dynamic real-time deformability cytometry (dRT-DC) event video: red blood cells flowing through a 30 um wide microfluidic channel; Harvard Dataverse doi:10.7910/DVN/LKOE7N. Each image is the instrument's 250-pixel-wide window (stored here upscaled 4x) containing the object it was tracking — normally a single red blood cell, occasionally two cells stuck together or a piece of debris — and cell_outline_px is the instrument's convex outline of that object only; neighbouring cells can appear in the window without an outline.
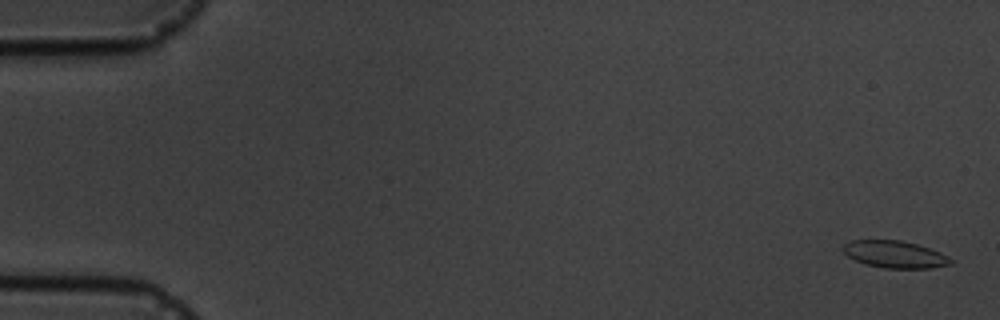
{"species": "common noctule bat (a hibernating species)", "species_latin": "Nyctalus noctula", "temperature_condition": "cold", "stored_images_in_passage": 5, "camera_frame_rate_fps": 3000, "um_per_image_px": 0.085, "animal": {"sex": "male", "body_mass_g": 19.5, "forearm_length_mm": 54.6}, "frame": {"image": 1, "passage_image": 1, "time_ms": 0.0, "image_size_px": [1000, 320], "cell_outline_px": [[952, 264], [932, 268], [884, 268], [864, 264], [848, 256], [840, 248], [844, 244], [852, 240], [900, 240], [916, 244], [940, 252], [948, 256], [952, 260]], "centroid_in_image_um": [76.05, 21.62], "position_along_channel_um": 9.0, "area_um2": 16.99}}
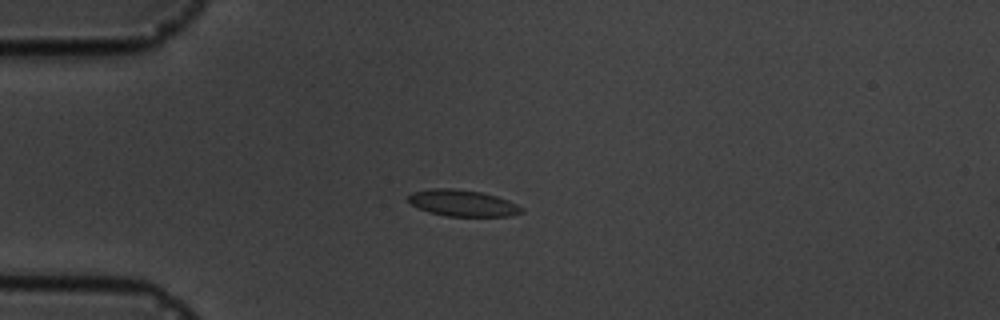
{"frame": {"image": 2, "passage_image": 4, "time_ms": 4.333, "image_size_px": [1000, 320], "cell_outline_px": [[524, 212], [512, 216], [448, 216], [428, 212], [412, 204], [408, 200], [408, 196], [412, 192], [432, 188], [452, 188], [480, 192], [496, 196], [508, 200], [524, 208]], "centroid_in_image_um": [39.35, 17.26], "position_along_channel_um": 45.7, "area_um2": 17.4}}